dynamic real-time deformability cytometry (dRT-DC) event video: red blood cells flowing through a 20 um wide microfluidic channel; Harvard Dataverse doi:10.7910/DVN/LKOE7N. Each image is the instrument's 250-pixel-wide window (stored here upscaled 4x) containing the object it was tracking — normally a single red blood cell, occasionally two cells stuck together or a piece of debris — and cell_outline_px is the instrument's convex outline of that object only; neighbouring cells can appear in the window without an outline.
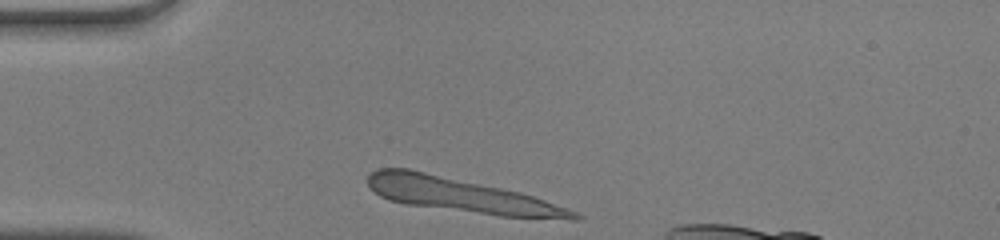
{"species": "human", "species_latin": "Homo sapiens", "temperature_condition": "warm", "stored_images_in_passage": 28, "camera_frame_rate_fps": 3000, "um_per_image_px": 0.085, "donor": {"sex": "male"}, "frame": {"image": 1, "passage_image": 1, "time_ms": 0.0, "image_size_px": [1000, 240], "cell_outline_px": [[584, 216], [580, 220], [572, 220], [500, 216], [408, 204], [388, 200], [380, 196], [364, 180], [368, 172], [376, 168], [408, 168], [520, 192], [580, 212]], "centroid_in_image_um": [39.21, 16.59], "position_along_channel_um": 45.8, "area_um2": 41.21}}
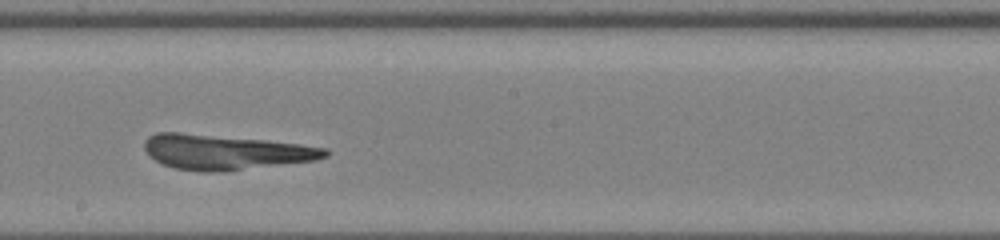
{"frame": {"image": 2, "passage_image": 16, "time_ms": 5.0, "image_size_px": [1000, 240], "cell_outline_px": [[328, 156], [316, 160], [224, 172], [200, 172], [172, 168], [156, 160], [144, 148], [144, 140], [148, 136], [156, 132], [180, 132], [264, 140], [300, 144], [328, 148]], "centroid_in_image_um": [19.15, 12.93], "position_along_channel_um": 229.1, "area_um2": 36.93}}
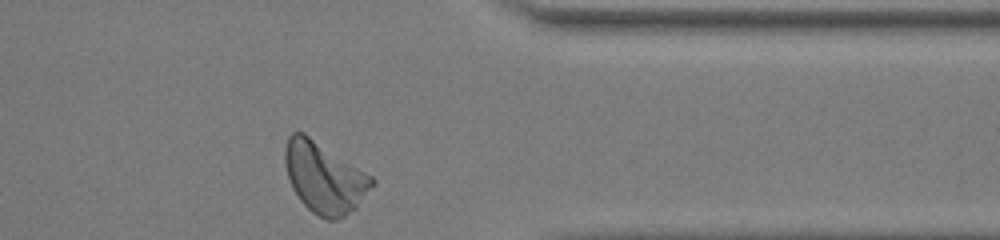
{"frame": {"image": 3, "passage_image": 28, "time_ms": 9.0, "image_size_px": [1000, 240], "cell_outline_px": [[376, 184], [356, 208], [344, 216], [336, 220], [328, 220], [312, 212], [300, 200], [292, 188], [284, 164], [284, 148], [288, 136], [292, 132], [304, 132], [372, 176], [376, 180]], "centroid_in_image_um": [27.57, 15.09], "position_along_channel_um": 383.8, "area_um2": 36.01}}